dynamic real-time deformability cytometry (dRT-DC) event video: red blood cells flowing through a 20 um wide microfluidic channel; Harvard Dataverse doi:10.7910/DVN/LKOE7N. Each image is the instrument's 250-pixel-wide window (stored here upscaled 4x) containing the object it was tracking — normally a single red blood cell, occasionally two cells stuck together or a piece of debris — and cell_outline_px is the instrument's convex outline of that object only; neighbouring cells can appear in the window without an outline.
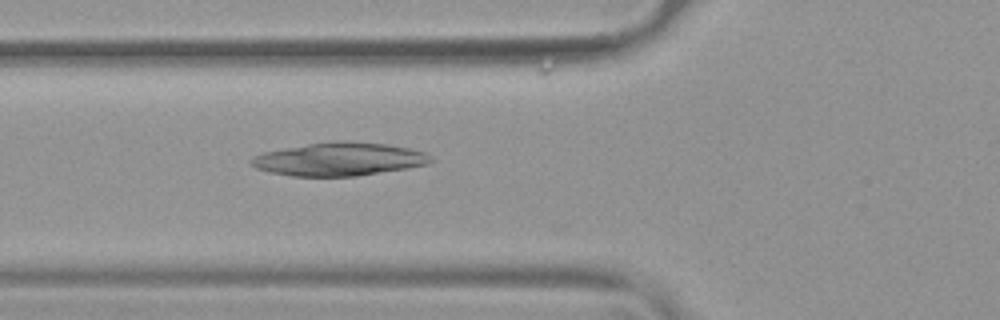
{"species": "common noctule bat (a hibernating species)", "species_latin": "Nyctalus noctula", "temperature_condition": "warm", "stored_images_in_passage": 40, "camera_frame_rate_fps": 3000, "um_per_image_px": 0.085, "animal": {"sex": "female", "body_mass_g": 19.9}, "frame": {"image": 1, "passage_image": 7, "time_ms": 2.0, "image_size_px": [1000, 320], "cell_outline_px": [[436, 160], [428, 164], [408, 168], [356, 176], [292, 176], [272, 172], [256, 168], [248, 160], [252, 156], [264, 152], [284, 148], [308, 144], [336, 140], [348, 140], [388, 144], [412, 148], [424, 152], [432, 156]], "centroid_in_image_um": [28.88, 13.51], "position_along_channel_um": 96.9, "area_um2": 35.03}}
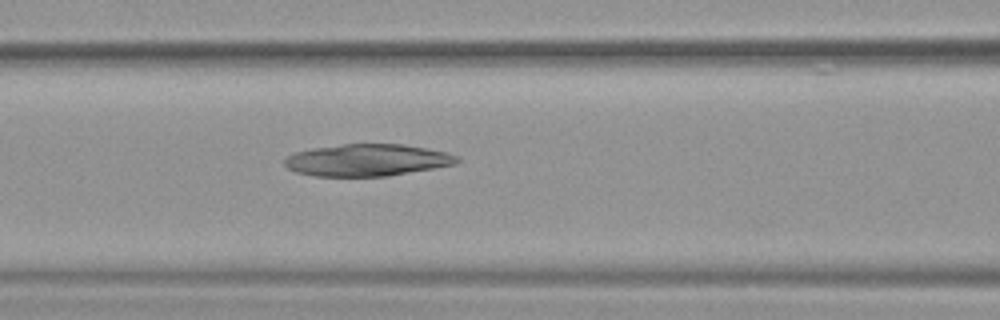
{"frame": {"image": 2, "passage_image": 10, "time_ms": 3.0, "image_size_px": [1000, 320], "cell_outline_px": [[460, 160], [456, 164], [388, 176], [316, 176], [296, 172], [288, 168], [284, 164], [284, 160], [288, 156], [296, 152], [312, 148], [344, 144], [404, 144], [448, 152], [460, 156]], "centroid_in_image_um": [31.25, 13.6], "position_along_channel_um": 135.4, "area_um2": 32.14}}
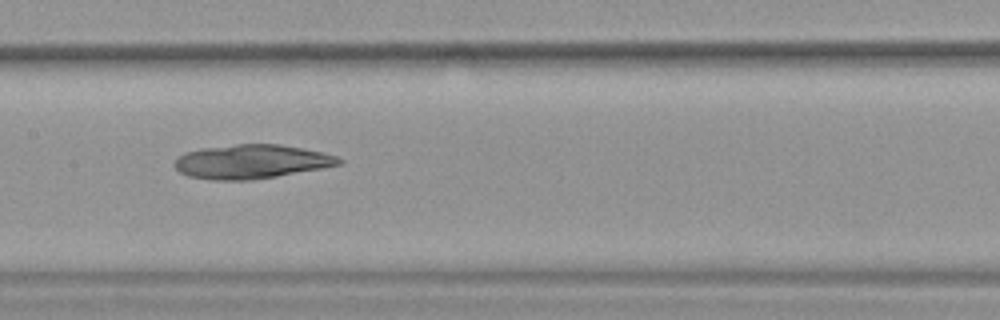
{"frame": {"image": 3, "passage_image": 14, "time_ms": 4.333, "image_size_px": [1000, 320], "cell_outline_px": [[344, 160], [340, 164], [324, 168], [252, 180], [208, 180], [188, 176], [180, 172], [172, 164], [176, 156], [184, 152], [200, 148], [236, 144], [280, 144], [324, 152], [336, 156]], "centroid_in_image_um": [21.33, 13.73], "position_along_channel_um": 186.1, "area_um2": 32.95}}